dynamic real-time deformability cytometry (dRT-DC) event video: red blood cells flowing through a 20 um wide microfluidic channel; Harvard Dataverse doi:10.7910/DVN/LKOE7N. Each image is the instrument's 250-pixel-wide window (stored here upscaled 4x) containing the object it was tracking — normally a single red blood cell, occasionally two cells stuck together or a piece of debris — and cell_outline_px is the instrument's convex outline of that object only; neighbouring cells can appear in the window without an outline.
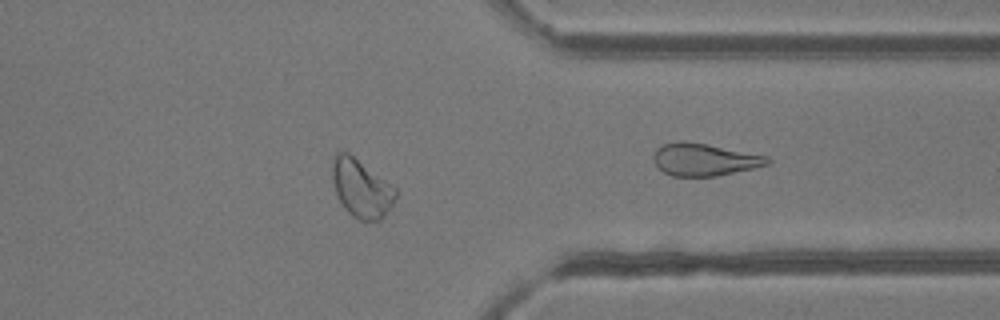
{"species": "common noctule bat (a hibernating species)", "species_latin": "Nyctalus noctula", "temperature_condition": "room temperature", "stored_images_in_passage": 25, "camera_frame_rate_fps": 3000, "um_per_image_px": 0.085, "animal": {"sex": "female"}, "frame": {"image": 1, "passage_image": 18, "time_ms": 5.667, "image_size_px": [1000, 320], "cell_outline_px": [[396, 196], [392, 204], [384, 216], [380, 220], [360, 220], [352, 216], [344, 208], [336, 192], [332, 180], [332, 156], [336, 152], [348, 152], [396, 188]], "centroid_in_image_um": [30.68, 15.99], "position_along_channel_um": 380.7, "area_um2": 21.21}}